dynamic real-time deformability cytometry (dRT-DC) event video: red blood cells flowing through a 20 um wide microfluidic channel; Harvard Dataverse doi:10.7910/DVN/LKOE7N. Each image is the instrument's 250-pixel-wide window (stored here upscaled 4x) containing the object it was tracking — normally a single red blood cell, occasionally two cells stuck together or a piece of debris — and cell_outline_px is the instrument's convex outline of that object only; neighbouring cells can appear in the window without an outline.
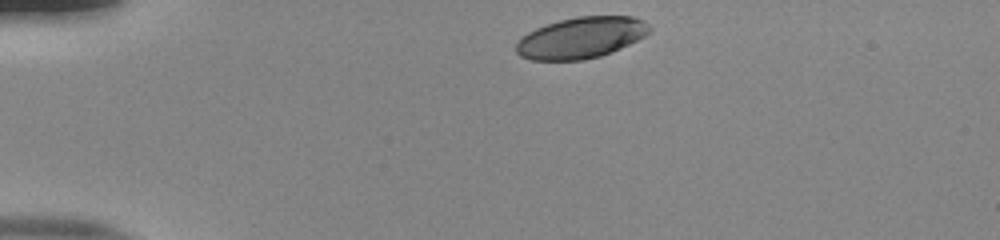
{"species": "human", "species_latin": "Homo sapiens", "temperature_condition": "room temperature", "stored_images_in_passage": 35, "camera_frame_rate_fps": 3000, "um_per_image_px": 0.085, "donor": {"sex": "male"}, "frame": {"image": 1, "passage_image": 1, "time_ms": 0.0, "image_size_px": [1000, 240], "cell_outline_px": [[652, 28], [644, 36], [612, 52], [600, 56], [584, 60], [532, 60], [520, 56], [516, 52], [516, 44], [528, 32], [536, 28], [560, 20], [576, 16], [632, 16], [644, 20]], "centroid_in_image_um": [49.4, 3.2], "position_along_channel_um": 35.6, "area_um2": 31.85}}
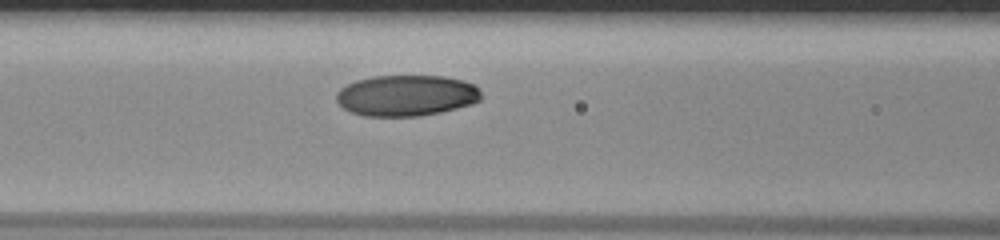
{"frame": {"image": 2, "passage_image": 13, "time_ms": 4.0, "image_size_px": [1000, 240], "cell_outline_px": [[480, 100], [472, 104], [440, 112], [420, 116], [364, 116], [348, 112], [336, 100], [336, 92], [340, 88], [356, 80], [376, 76], [444, 76], [464, 80], [472, 84], [480, 92]], "centroid_in_image_um": [34.51, 8.12], "position_along_channel_um": 132.1, "area_um2": 34.62}}
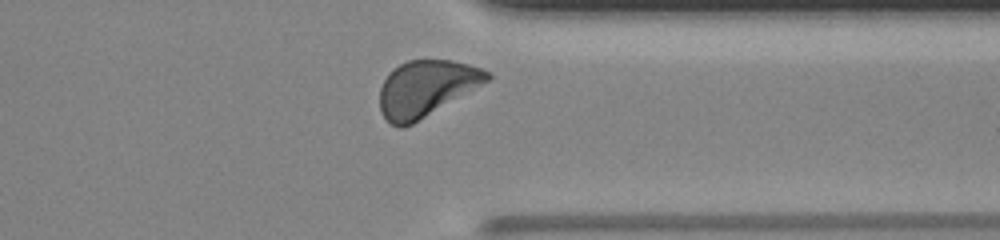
{"frame": {"image": 3, "passage_image": 32, "time_ms": 10.333, "image_size_px": [1000, 240], "cell_outline_px": [[492, 76], [488, 80], [412, 124], [404, 128], [400, 128], [392, 124], [380, 112], [380, 88], [384, 80], [392, 68], [408, 60], [452, 60], [468, 64], [492, 72]], "centroid_in_image_um": [36.19, 7.5], "position_along_channel_um": 375.2, "area_um2": 34.62}, "authors_computed_cell_mechanics": {"area_um2": 34.0442, "velocity_mm_per_s": 3.855, "shape_relaxation_time_tau1_ms": 3.4667, "shape_relaxation_time_tau2_ms": null, "deformation_change_tau1": 0.1294, "deformation_change_tau2": null}}